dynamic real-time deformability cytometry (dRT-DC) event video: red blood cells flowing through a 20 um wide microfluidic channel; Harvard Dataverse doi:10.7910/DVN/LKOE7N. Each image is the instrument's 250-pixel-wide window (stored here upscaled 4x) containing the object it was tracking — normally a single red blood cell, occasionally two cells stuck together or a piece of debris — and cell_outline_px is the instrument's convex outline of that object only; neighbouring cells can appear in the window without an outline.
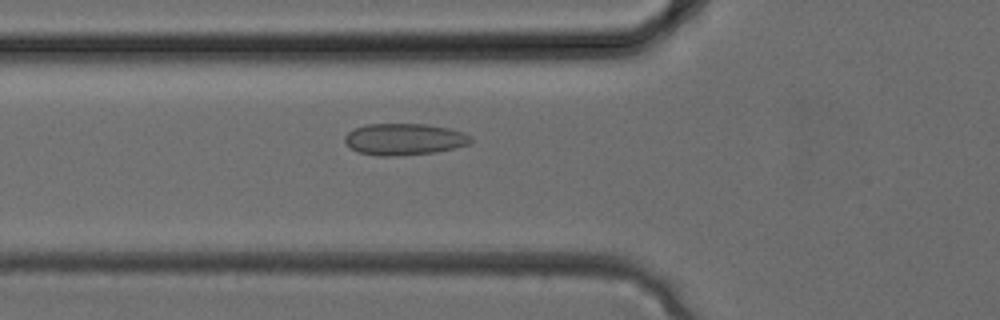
{"species": "common noctule bat (a hibernating species)", "species_latin": "Nyctalus noctula", "temperature_condition": "cold", "stored_images_in_passage": 33, "camera_frame_rate_fps": 3000, "um_per_image_px": 0.085, "animal": {"sex": "female", "body_mass_g": 24.6, "forearm_length_mm": 56.2}, "frame": {"image": 1, "passage_image": 12, "time_ms": 3.667, "image_size_px": [1000, 320], "cell_outline_px": [[472, 140], [468, 144], [456, 148], [436, 152], [388, 156], [380, 156], [360, 152], [352, 148], [344, 140], [344, 136], [348, 132], [356, 128], [368, 124], [428, 124], [448, 128], [464, 132], [472, 136]], "centroid_in_image_um": [34.4, 11.83], "position_along_channel_um": 91.4, "area_um2": 23.06}}
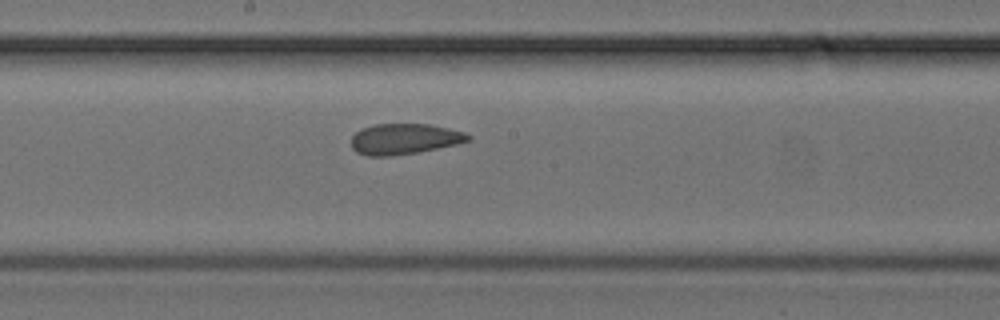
{"frame": {"image": 2, "passage_image": 18, "time_ms": 5.667, "image_size_px": [1000, 320], "cell_outline_px": [[472, 140], [456, 144], [416, 152], [392, 156], [368, 156], [356, 152], [352, 148], [352, 136], [360, 128], [376, 124], [428, 124], [448, 128], [464, 132], [472, 136]], "centroid_in_image_um": [34.36, 11.81], "position_along_channel_um": 213.8, "area_um2": 20.87}}
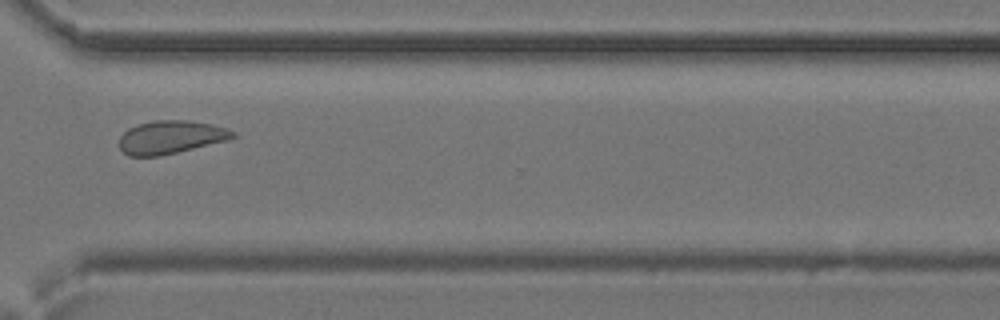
{"frame": {"image": 3, "passage_image": 25, "time_ms": 8.0, "image_size_px": [1000, 320], "cell_outline_px": [[236, 136], [228, 140], [160, 156], [128, 156], [120, 148], [120, 136], [128, 128], [136, 124], [156, 120], [188, 120], [212, 124], [236, 132]], "centroid_in_image_um": [14.5, 11.65], "position_along_channel_um": 356.1, "area_um2": 21.91}}